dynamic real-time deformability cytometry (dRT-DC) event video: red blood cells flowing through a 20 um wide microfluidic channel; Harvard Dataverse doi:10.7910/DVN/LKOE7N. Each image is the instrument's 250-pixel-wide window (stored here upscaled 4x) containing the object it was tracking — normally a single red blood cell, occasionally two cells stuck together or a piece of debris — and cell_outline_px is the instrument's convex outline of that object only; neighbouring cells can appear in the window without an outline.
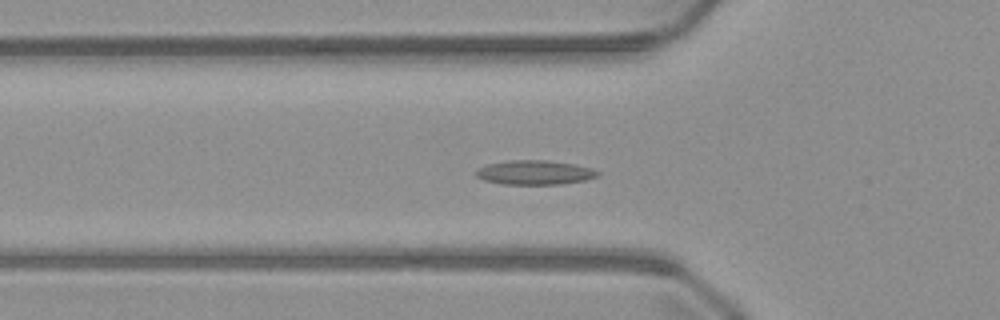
{"species": "common noctule bat (a hibernating species)", "species_latin": "Nyctalus noctula", "temperature_condition": "warm", "stored_images_in_passage": 42, "camera_frame_rate_fps": 3000, "um_per_image_px": 0.085, "animal": {"sex": "male", "body_mass_g": 23.1, "forearm_length_mm": 52.7}, "frame": {"image": 1, "passage_image": 7, "time_ms": 2.0, "image_size_px": [1000, 320], "cell_outline_px": [[600, 176], [584, 180], [560, 184], [500, 184], [484, 180], [476, 176], [472, 172], [488, 164], [508, 160], [544, 160], [572, 164], [592, 168], [600, 172]], "centroid_in_image_um": [45.43, 14.66], "position_along_channel_um": 80.4, "area_um2": 17.22}}
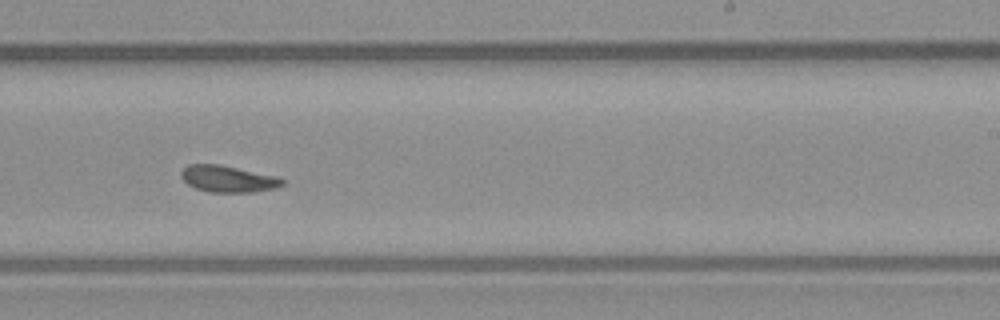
{"frame": {"image": 2, "passage_image": 21, "time_ms": 6.667, "image_size_px": [1000, 320], "cell_outline_px": [[284, 184], [276, 188], [252, 192], [208, 192], [196, 188], [188, 184], [180, 176], [180, 172], [188, 164], [220, 164], [276, 176], [284, 180]], "centroid_in_image_um": [19.37, 15.2], "position_along_channel_um": 269.6, "area_um2": 15.66}}
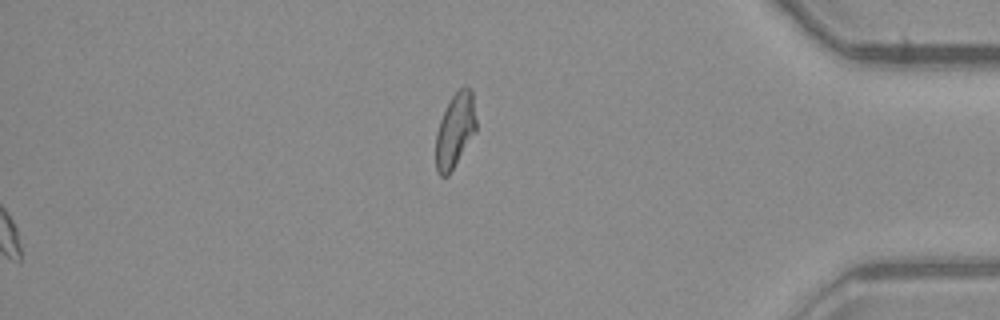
{"frame": {"image": 3, "passage_image": 42, "time_ms": 13.667, "image_size_px": [1000, 320], "cell_outline_px": [[476, 128], [448, 176], [440, 176], [436, 172], [436, 132], [440, 120], [452, 96], [464, 84], [472, 88], [476, 120]], "centroid_in_image_um": [38.67, 11.04], "position_along_channel_um": 396.5, "area_um2": 17.17}}